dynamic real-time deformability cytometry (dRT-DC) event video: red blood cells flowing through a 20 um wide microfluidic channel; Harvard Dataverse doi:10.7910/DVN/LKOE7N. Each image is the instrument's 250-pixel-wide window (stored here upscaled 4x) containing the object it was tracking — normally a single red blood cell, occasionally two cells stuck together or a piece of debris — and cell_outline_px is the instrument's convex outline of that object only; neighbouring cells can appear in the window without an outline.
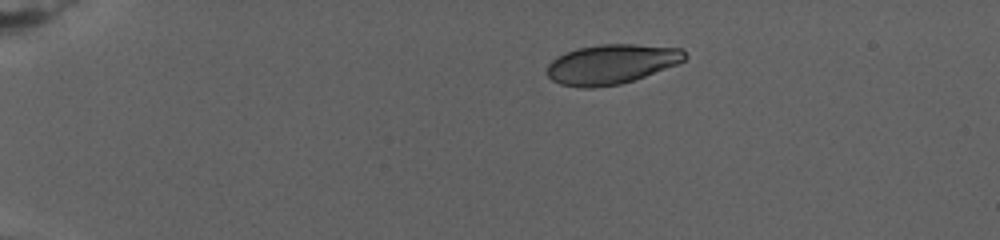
{"species": "human", "species_latin": "Homo sapiens", "temperature_condition": "warm", "stored_images_in_passage": 19, "camera_frame_rate_fps": 3000, "um_per_image_px": 0.085, "donor": {"sex": "female"}, "frame": {"image": 1, "passage_image": 1, "time_ms": 0.0, "image_size_px": [1000, 240], "cell_outline_px": [[688, 56], [680, 64], [620, 84], [592, 88], [580, 88], [560, 84], [552, 80], [544, 72], [548, 64], [556, 56], [564, 52], [576, 48], [600, 44], [636, 44], [680, 48]], "centroid_in_image_um": [51.93, 5.45], "position_along_channel_um": 33.1, "area_um2": 32.19}}
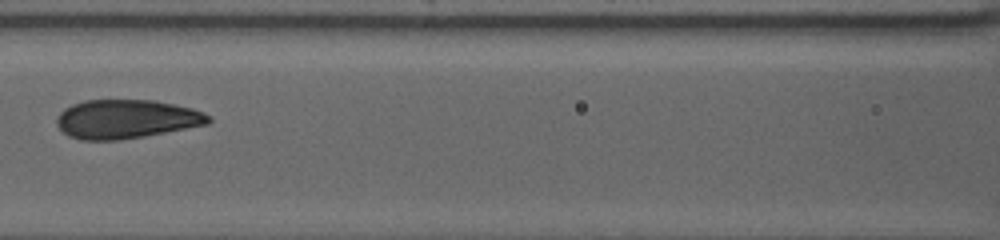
{"frame": {"image": 2, "passage_image": 16, "time_ms": 8.0, "image_size_px": [1000, 240], "cell_outline_px": [[212, 120], [208, 124], [144, 136], [120, 140], [80, 140], [68, 136], [56, 124], [56, 116], [64, 108], [72, 104], [84, 100], [152, 100], [192, 108], [204, 112], [212, 116]], "centroid_in_image_um": [10.72, 10.12], "position_along_channel_um": 155.9, "area_um2": 34.51}}
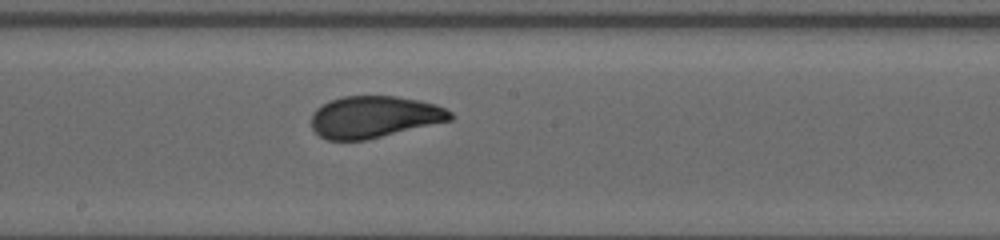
{"frame": {"image": 3, "passage_image": 19, "time_ms": 10.333, "image_size_px": [1000, 240], "cell_outline_px": [[456, 116], [452, 120], [364, 140], [328, 140], [320, 136], [312, 128], [312, 112], [316, 108], [332, 100], [344, 96], [396, 96], [420, 100], [436, 104], [452, 112]], "centroid_in_image_um": [31.83, 9.93], "position_along_channel_um": 216.4, "area_um2": 33.76}}